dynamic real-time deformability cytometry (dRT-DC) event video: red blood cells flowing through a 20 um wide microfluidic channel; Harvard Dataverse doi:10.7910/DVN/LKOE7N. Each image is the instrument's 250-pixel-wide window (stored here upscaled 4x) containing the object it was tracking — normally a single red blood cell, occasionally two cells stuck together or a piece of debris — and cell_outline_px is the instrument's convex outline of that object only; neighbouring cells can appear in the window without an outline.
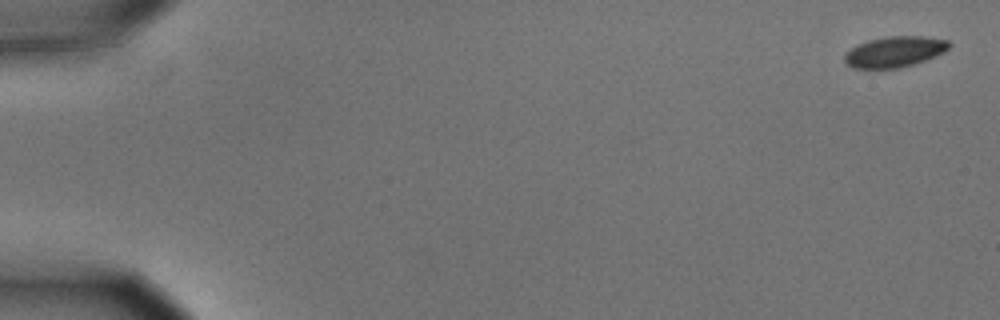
{"species": "common noctule bat (a hibernating species)", "species_latin": "Nyctalus noctula", "temperature_condition": "cold", "stored_images_in_passage": 56, "camera_frame_rate_fps": 3000, "um_per_image_px": 0.085, "animal": {"sex": "male", "body_mass_g": 15.6}, "frame": {"image": 1, "passage_image": 1, "time_ms": 0.0, "image_size_px": [1000, 320], "cell_outline_px": [[952, 44], [944, 52], [936, 56], [900, 68], [852, 68], [844, 60], [844, 52], [856, 44], [868, 40], [888, 36], [924, 36], [948, 40]], "centroid_in_image_um": [76.02, 4.39], "position_along_channel_um": 9.0, "area_um2": 18.84}}
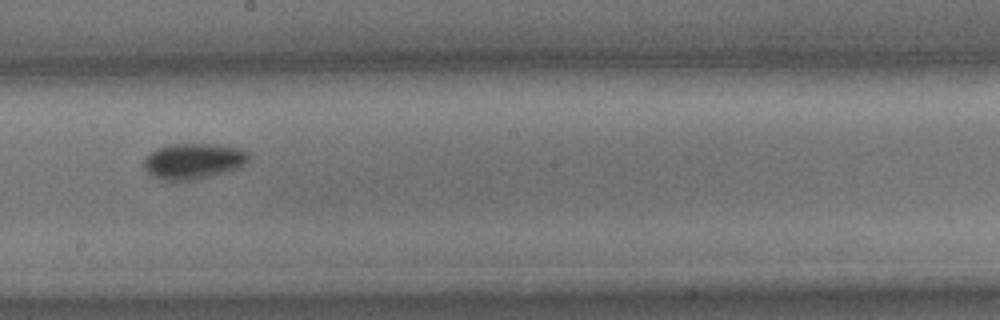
{"frame": {"image": 2, "passage_image": 32, "time_ms": 10.333, "image_size_px": [1000, 320], "cell_outline_px": [[248, 160], [240, 168], [228, 172], [192, 180], [160, 180], [152, 176], [144, 168], [144, 160], [156, 148], [172, 144], [212, 144], [236, 148], [248, 152]], "centroid_in_image_um": [16.43, 13.71], "position_along_channel_um": 231.8, "area_um2": 21.68}}
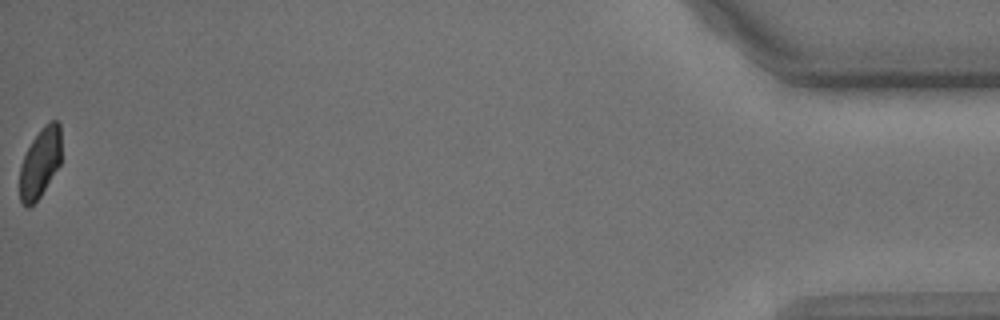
{"frame": {"image": 3, "passage_image": 56, "time_ms": 18.333, "image_size_px": [1000, 320], "cell_outline_px": [[60, 164], [40, 196], [28, 208], [20, 200], [20, 168], [24, 156], [32, 140], [44, 124], [52, 120], [56, 120], [60, 124]], "centroid_in_image_um": [3.41, 13.82], "position_along_channel_um": 431.8, "area_um2": 16.59}, "authors_computed_cell_mechanics": {"area_um2": 20.0277, "velocity_mm_per_s": 3.6227, "shape_relaxation_time_tau1_ms": 3.4253, "shape_relaxation_time_tau2_ms": null, "deformation_change_tau1": 0.101, "deformation_change_tau2": null}}